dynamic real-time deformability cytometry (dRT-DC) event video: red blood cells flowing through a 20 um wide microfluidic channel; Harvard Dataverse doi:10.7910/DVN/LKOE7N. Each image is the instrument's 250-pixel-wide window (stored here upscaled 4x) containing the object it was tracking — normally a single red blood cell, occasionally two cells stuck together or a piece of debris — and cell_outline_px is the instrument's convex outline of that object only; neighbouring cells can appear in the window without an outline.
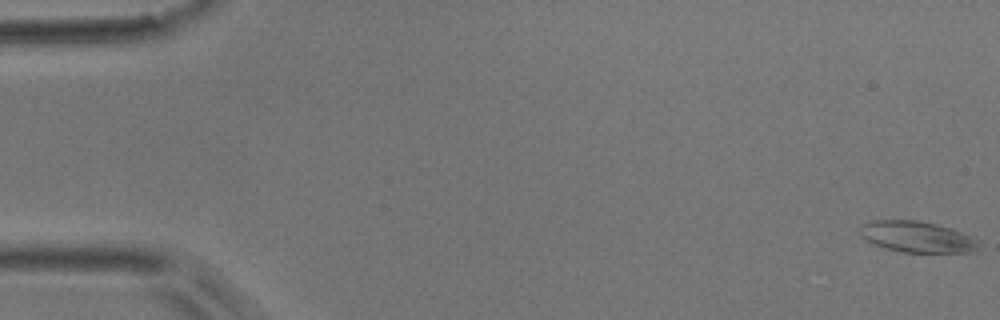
{"species": "common noctule bat (a hibernating species)", "species_latin": "Nyctalus noctula", "temperature_condition": "room temperature", "stored_images_in_passage": 29, "camera_frame_rate_fps": 3000, "um_per_image_px": 0.085, "animal": {"sex": "male", "body_mass_g": 17.9}, "frame": {"image": 1, "passage_image": 1, "time_ms": 0.0, "image_size_px": [1000, 320], "cell_outline_px": [[980, 244], [972, 252], [904, 252], [884, 248], [872, 244], [860, 236], [856, 228], [860, 224], [868, 220], [920, 220], [936, 224], [960, 232], [976, 240]], "centroid_in_image_um": [77.8, 20.11], "position_along_channel_um": 7.2, "area_um2": 21.62}}
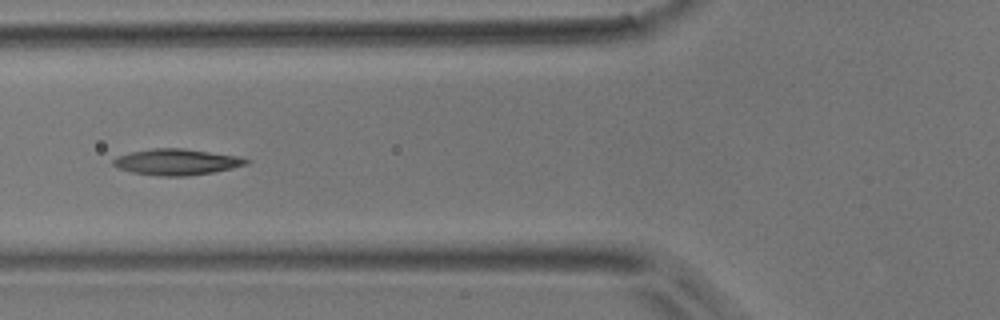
{"frame": {"image": 2, "passage_image": 20, "time_ms": 6.333, "image_size_px": [1000, 320], "cell_outline_px": [[252, 160], [248, 164], [232, 168], [212, 172], [188, 176], [156, 176], [132, 172], [120, 168], [112, 164], [112, 160], [116, 156], [128, 152], [152, 148], [184, 148], [240, 156]], "centroid_in_image_um": [15.02, 13.76], "position_along_channel_um": 110.8, "area_um2": 20.46}}
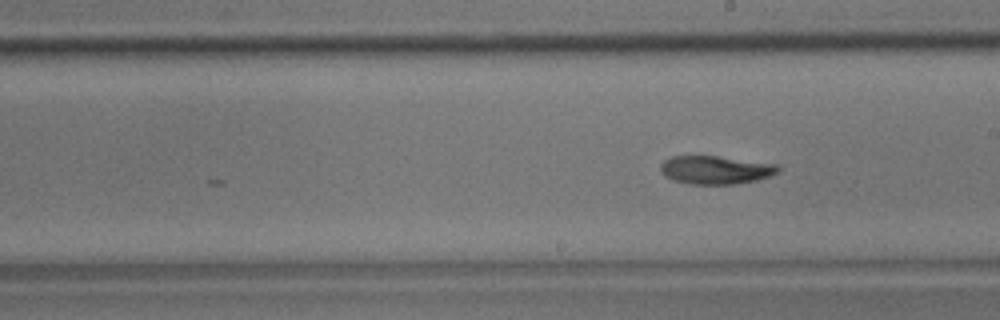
{"frame": {"image": 3, "passage_image": 29, "time_ms": 9.333, "image_size_px": [1000, 320], "cell_outline_px": [[780, 172], [756, 180], [736, 184], [688, 184], [672, 180], [664, 176], [660, 172], [660, 164], [664, 160], [672, 156], [716, 156], [776, 164], [780, 168]], "centroid_in_image_um": [60.78, 14.45], "position_along_channel_um": 228.2, "area_um2": 19.42}}